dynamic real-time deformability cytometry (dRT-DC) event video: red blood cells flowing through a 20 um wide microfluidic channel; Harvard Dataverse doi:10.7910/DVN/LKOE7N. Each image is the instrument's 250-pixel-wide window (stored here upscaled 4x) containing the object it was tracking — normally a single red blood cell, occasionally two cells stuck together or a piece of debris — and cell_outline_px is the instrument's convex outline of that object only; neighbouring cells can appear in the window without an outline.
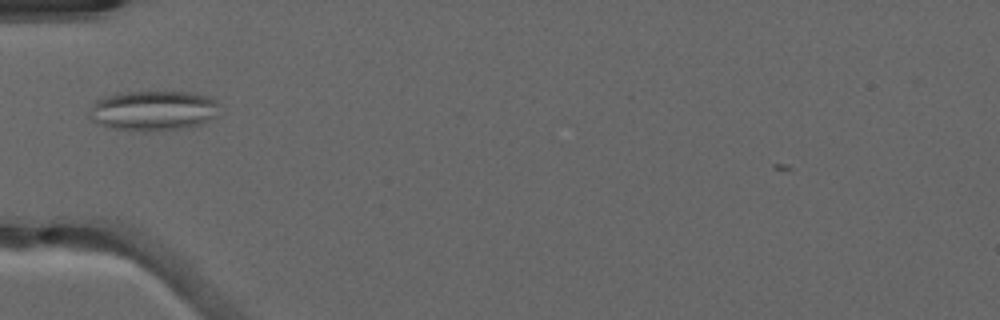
{"species": "common noctule bat (a hibernating species)", "species_latin": "Nyctalus noctula", "temperature_condition": "warm", "stored_images_in_passage": 34, "segment_of_instrument_passage": [1, 2], "camera_frame_rate_fps": 3000, "um_per_image_px": 0.085, "animal": {"sex": "male", "forearm_length_mm": 52.5}, "frame": {"image": 1, "passage_image": 1, "time_ms": 0.0, "image_size_px": [1000, 320], "cell_outline_px": [[216, 104], [212, 116], [204, 124], [184, 128], [152, 132], [144, 132], [112, 128], [100, 124], [92, 120], [88, 116], [92, 104], [96, 100], [104, 96], [120, 92], [188, 92], [208, 96], [216, 100]], "centroid_in_image_um": [12.95, 9.41], "position_along_channel_um": 72.0, "area_um2": 30.35}}